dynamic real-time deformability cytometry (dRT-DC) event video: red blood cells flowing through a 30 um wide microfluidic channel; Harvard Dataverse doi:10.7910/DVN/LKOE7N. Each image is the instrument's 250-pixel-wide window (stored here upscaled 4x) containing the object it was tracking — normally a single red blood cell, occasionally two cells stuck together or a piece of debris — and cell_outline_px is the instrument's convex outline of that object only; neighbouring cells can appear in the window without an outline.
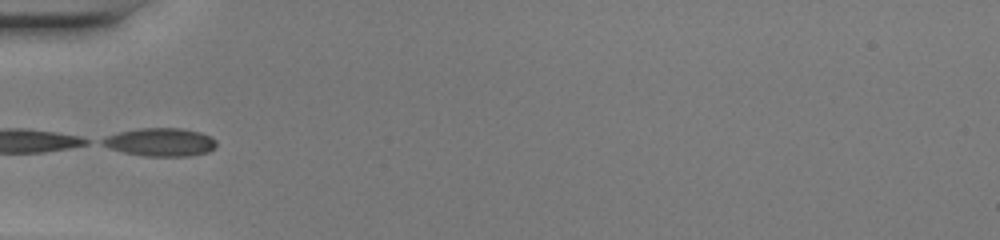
{"species": "common noctule bat (a hibernating species)", "species_latin": "Nyctalus noctula", "temperature_condition": "warm", "stored_images_in_passage": 32, "camera_frame_rate_fps": 3000, "um_per_image_px": 0.085, "animal": {"sex": "female", "body_mass_g": 20.0, "forearm_length_mm": 54.0}, "frame": {"image": 1, "passage_image": 1, "time_ms": 0.0, "image_size_px": [1000, 240], "cell_outline_px": [[216, 148], [208, 152], [188, 156], [144, 156], [124, 152], [108, 148], [100, 144], [96, 140], [104, 136], [120, 132], [140, 128], [180, 128], [200, 132], [212, 136], [216, 140]], "centroid_in_image_um": [13.59, 12.08], "position_along_channel_um": 71.4, "area_um2": 19.02}}